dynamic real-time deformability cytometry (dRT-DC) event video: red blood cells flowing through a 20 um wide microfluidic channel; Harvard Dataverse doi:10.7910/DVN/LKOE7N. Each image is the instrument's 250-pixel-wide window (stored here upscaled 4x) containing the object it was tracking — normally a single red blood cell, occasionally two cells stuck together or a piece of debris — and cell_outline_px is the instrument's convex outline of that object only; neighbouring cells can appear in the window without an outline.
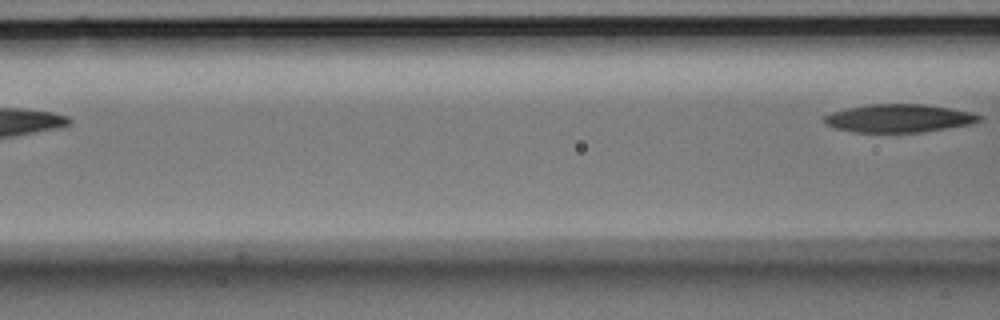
{"species": "Egyptian fruit bat (a non-hibernating species)", "species_latin": "Rousettus aegyptiacus", "temperature_condition": "room temperature", "stored_images_in_passage": 4, "camera_frame_rate_fps": 3000, "um_per_image_px": 0.085, "animal": {"sex": "male"}, "frame": {"image": 1, "passage_image": 4, "time_ms": 1.0, "image_size_px": [1000, 320], "cell_outline_px": [[984, 120], [972, 124], [920, 132], [852, 132], [836, 128], [824, 124], [820, 120], [824, 116], [832, 112], [848, 108], [868, 104], [924, 104], [972, 112], [984, 116]], "centroid_in_image_um": [76.41, 10.05], "position_along_channel_um": 90.2, "area_um2": 25.55}}